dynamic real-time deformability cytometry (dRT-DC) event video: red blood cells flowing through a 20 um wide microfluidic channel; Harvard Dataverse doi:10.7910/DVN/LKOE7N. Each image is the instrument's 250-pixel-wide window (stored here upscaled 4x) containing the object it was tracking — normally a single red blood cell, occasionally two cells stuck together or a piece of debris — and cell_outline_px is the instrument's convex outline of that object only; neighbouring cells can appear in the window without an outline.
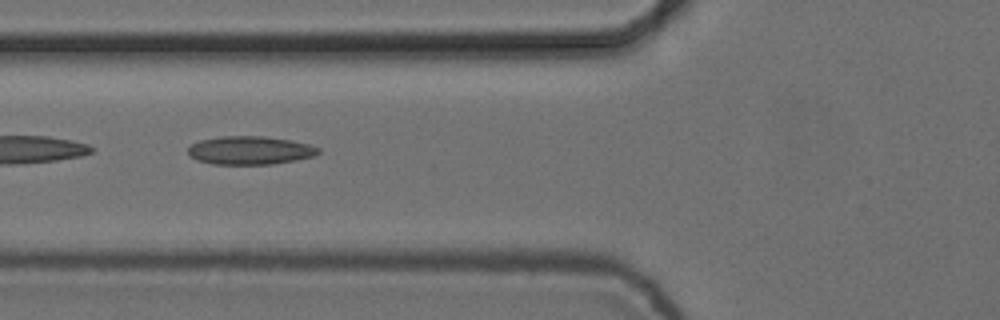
{"species": "common noctule bat (a hibernating species)", "species_latin": "Nyctalus noctula", "temperature_condition": "cold", "stored_images_in_passage": 54, "camera_frame_rate_fps": 3000, "um_per_image_px": 0.085, "animal": {"sex": "female", "body_mass_g": 24.6, "forearm_length_mm": 56.2}, "frame": {"image": 1, "passage_image": 20, "time_ms": 6.333, "image_size_px": [1000, 320], "cell_outline_px": [[320, 152], [312, 156], [296, 160], [272, 164], [212, 164], [196, 160], [188, 156], [188, 148], [192, 144], [200, 140], [220, 136], [264, 136], [292, 140], [308, 144], [320, 148]], "centroid_in_image_um": [21.22, 12.78], "position_along_channel_um": 104.6, "area_um2": 21.62}}
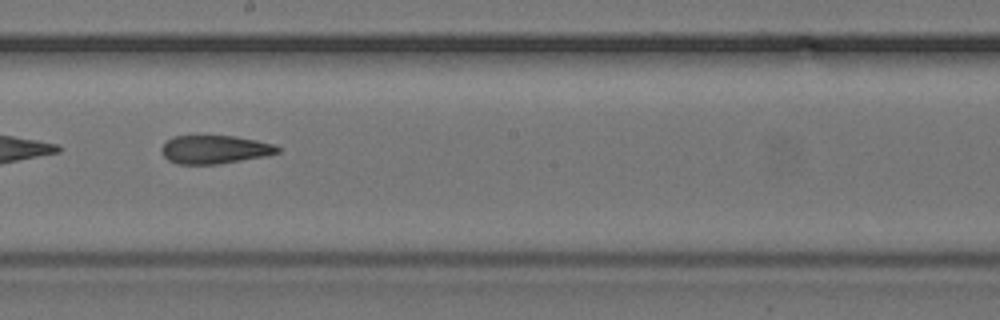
{"frame": {"image": 2, "passage_image": 30, "time_ms": 9.667, "image_size_px": [1000, 320], "cell_outline_px": [[280, 152], [268, 156], [216, 164], [176, 164], [168, 160], [164, 156], [160, 148], [172, 136], [236, 136], [276, 144], [280, 148]], "centroid_in_image_um": [18.28, 12.71], "position_along_channel_um": 229.9, "area_um2": 19.31}}
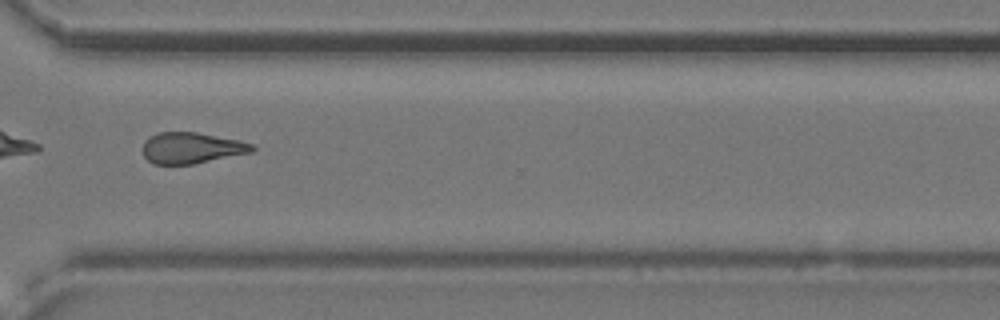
{"frame": {"image": 3, "passage_image": 40, "time_ms": 13.0, "image_size_px": [1000, 320], "cell_outline_px": [[256, 148], [252, 152], [192, 164], [152, 164], [144, 156], [144, 140], [156, 132], [196, 132], [240, 140], [252, 144]], "centroid_in_image_um": [16.27, 12.57], "position_along_channel_um": 354.3, "area_um2": 19.77}, "authors_computed_cell_mechanics": {"area_um2": 20.4901, "velocity_mm_per_s": 3.7423, "shape_relaxation_time_tau1_ms": null, "shape_relaxation_time_tau2_ms": 5.1621, "deformation_change_tau1": null, "deformation_change_tau2": 0.1459}}